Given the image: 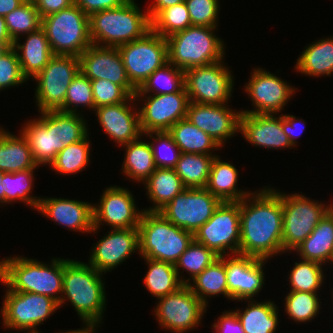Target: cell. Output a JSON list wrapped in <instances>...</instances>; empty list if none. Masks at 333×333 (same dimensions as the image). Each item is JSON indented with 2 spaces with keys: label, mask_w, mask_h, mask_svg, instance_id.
I'll return each mask as SVG.
<instances>
[{
  "label": "cell",
  "mask_w": 333,
  "mask_h": 333,
  "mask_svg": "<svg viewBox=\"0 0 333 333\" xmlns=\"http://www.w3.org/2000/svg\"><path fill=\"white\" fill-rule=\"evenodd\" d=\"M282 192L264 187L240 201L239 255L269 259L283 253Z\"/></svg>",
  "instance_id": "cell-1"
},
{
  "label": "cell",
  "mask_w": 333,
  "mask_h": 333,
  "mask_svg": "<svg viewBox=\"0 0 333 333\" xmlns=\"http://www.w3.org/2000/svg\"><path fill=\"white\" fill-rule=\"evenodd\" d=\"M50 262L18 255L4 258L0 260V281L12 291L46 295L60 303L64 258H52Z\"/></svg>",
  "instance_id": "cell-2"
},
{
  "label": "cell",
  "mask_w": 333,
  "mask_h": 333,
  "mask_svg": "<svg viewBox=\"0 0 333 333\" xmlns=\"http://www.w3.org/2000/svg\"><path fill=\"white\" fill-rule=\"evenodd\" d=\"M102 275L89 263L64 259L63 293L59 307L68 300L80 320L101 322L107 305Z\"/></svg>",
  "instance_id": "cell-3"
},
{
  "label": "cell",
  "mask_w": 333,
  "mask_h": 333,
  "mask_svg": "<svg viewBox=\"0 0 333 333\" xmlns=\"http://www.w3.org/2000/svg\"><path fill=\"white\" fill-rule=\"evenodd\" d=\"M135 0H127L119 7L102 10L89 16L92 44L118 47L142 38L151 30L147 11L140 10Z\"/></svg>",
  "instance_id": "cell-4"
},
{
  "label": "cell",
  "mask_w": 333,
  "mask_h": 333,
  "mask_svg": "<svg viewBox=\"0 0 333 333\" xmlns=\"http://www.w3.org/2000/svg\"><path fill=\"white\" fill-rule=\"evenodd\" d=\"M138 231L141 258L174 265L194 240L193 233L177 227L160 212L143 211Z\"/></svg>",
  "instance_id": "cell-5"
},
{
  "label": "cell",
  "mask_w": 333,
  "mask_h": 333,
  "mask_svg": "<svg viewBox=\"0 0 333 333\" xmlns=\"http://www.w3.org/2000/svg\"><path fill=\"white\" fill-rule=\"evenodd\" d=\"M216 29L192 25L167 37L168 62L185 71L222 61L225 44L214 34Z\"/></svg>",
  "instance_id": "cell-6"
},
{
  "label": "cell",
  "mask_w": 333,
  "mask_h": 333,
  "mask_svg": "<svg viewBox=\"0 0 333 333\" xmlns=\"http://www.w3.org/2000/svg\"><path fill=\"white\" fill-rule=\"evenodd\" d=\"M44 29L54 55L77 56L91 44L89 16L75 3L42 18Z\"/></svg>",
  "instance_id": "cell-7"
},
{
  "label": "cell",
  "mask_w": 333,
  "mask_h": 333,
  "mask_svg": "<svg viewBox=\"0 0 333 333\" xmlns=\"http://www.w3.org/2000/svg\"><path fill=\"white\" fill-rule=\"evenodd\" d=\"M333 204H324L302 193H282L283 253L294 251L314 230Z\"/></svg>",
  "instance_id": "cell-8"
},
{
  "label": "cell",
  "mask_w": 333,
  "mask_h": 333,
  "mask_svg": "<svg viewBox=\"0 0 333 333\" xmlns=\"http://www.w3.org/2000/svg\"><path fill=\"white\" fill-rule=\"evenodd\" d=\"M1 316L6 328L39 333L37 327L59 310V303L46 295L12 291L7 287ZM52 314V315H51Z\"/></svg>",
  "instance_id": "cell-9"
},
{
  "label": "cell",
  "mask_w": 333,
  "mask_h": 333,
  "mask_svg": "<svg viewBox=\"0 0 333 333\" xmlns=\"http://www.w3.org/2000/svg\"><path fill=\"white\" fill-rule=\"evenodd\" d=\"M117 48L122 56L127 77L136 89L155 70L168 63L167 40L152 30L142 38Z\"/></svg>",
  "instance_id": "cell-10"
},
{
  "label": "cell",
  "mask_w": 333,
  "mask_h": 333,
  "mask_svg": "<svg viewBox=\"0 0 333 333\" xmlns=\"http://www.w3.org/2000/svg\"><path fill=\"white\" fill-rule=\"evenodd\" d=\"M80 71L79 57L53 55L36 80V106L39 113L59 110L65 103V95L73 78Z\"/></svg>",
  "instance_id": "cell-11"
},
{
  "label": "cell",
  "mask_w": 333,
  "mask_h": 333,
  "mask_svg": "<svg viewBox=\"0 0 333 333\" xmlns=\"http://www.w3.org/2000/svg\"><path fill=\"white\" fill-rule=\"evenodd\" d=\"M184 86L190 102L222 105L231 99L234 79L222 60L185 70Z\"/></svg>",
  "instance_id": "cell-12"
},
{
  "label": "cell",
  "mask_w": 333,
  "mask_h": 333,
  "mask_svg": "<svg viewBox=\"0 0 333 333\" xmlns=\"http://www.w3.org/2000/svg\"><path fill=\"white\" fill-rule=\"evenodd\" d=\"M193 237L220 257L239 254L240 202H222Z\"/></svg>",
  "instance_id": "cell-13"
},
{
  "label": "cell",
  "mask_w": 333,
  "mask_h": 333,
  "mask_svg": "<svg viewBox=\"0 0 333 333\" xmlns=\"http://www.w3.org/2000/svg\"><path fill=\"white\" fill-rule=\"evenodd\" d=\"M221 203L206 188H185L159 212L177 227L194 234Z\"/></svg>",
  "instance_id": "cell-14"
},
{
  "label": "cell",
  "mask_w": 333,
  "mask_h": 333,
  "mask_svg": "<svg viewBox=\"0 0 333 333\" xmlns=\"http://www.w3.org/2000/svg\"><path fill=\"white\" fill-rule=\"evenodd\" d=\"M157 300L154 315L159 326L174 333H187L198 327L207 308L187 284Z\"/></svg>",
  "instance_id": "cell-15"
},
{
  "label": "cell",
  "mask_w": 333,
  "mask_h": 333,
  "mask_svg": "<svg viewBox=\"0 0 333 333\" xmlns=\"http://www.w3.org/2000/svg\"><path fill=\"white\" fill-rule=\"evenodd\" d=\"M134 96L137 101H145L139 109L143 134L152 131H168L179 120L186 118L190 101L185 86L174 93L135 94Z\"/></svg>",
  "instance_id": "cell-16"
},
{
  "label": "cell",
  "mask_w": 333,
  "mask_h": 333,
  "mask_svg": "<svg viewBox=\"0 0 333 333\" xmlns=\"http://www.w3.org/2000/svg\"><path fill=\"white\" fill-rule=\"evenodd\" d=\"M135 200L130 189L107 187L101 194L99 204H93V229L90 233H97L104 223L110 229L138 228L144 210L136 207Z\"/></svg>",
  "instance_id": "cell-17"
},
{
  "label": "cell",
  "mask_w": 333,
  "mask_h": 333,
  "mask_svg": "<svg viewBox=\"0 0 333 333\" xmlns=\"http://www.w3.org/2000/svg\"><path fill=\"white\" fill-rule=\"evenodd\" d=\"M244 91L255 109L242 110L247 114H279L296 92L295 88L264 68H255L250 74Z\"/></svg>",
  "instance_id": "cell-18"
},
{
  "label": "cell",
  "mask_w": 333,
  "mask_h": 333,
  "mask_svg": "<svg viewBox=\"0 0 333 333\" xmlns=\"http://www.w3.org/2000/svg\"><path fill=\"white\" fill-rule=\"evenodd\" d=\"M80 71L90 80L106 79L122 86L131 96L137 89L129 81L117 47L91 44L79 55Z\"/></svg>",
  "instance_id": "cell-19"
},
{
  "label": "cell",
  "mask_w": 333,
  "mask_h": 333,
  "mask_svg": "<svg viewBox=\"0 0 333 333\" xmlns=\"http://www.w3.org/2000/svg\"><path fill=\"white\" fill-rule=\"evenodd\" d=\"M228 106V107H227ZM241 111L229 105L201 104L190 102L186 118L213 138L220 147L226 140L240 132Z\"/></svg>",
  "instance_id": "cell-20"
},
{
  "label": "cell",
  "mask_w": 333,
  "mask_h": 333,
  "mask_svg": "<svg viewBox=\"0 0 333 333\" xmlns=\"http://www.w3.org/2000/svg\"><path fill=\"white\" fill-rule=\"evenodd\" d=\"M95 244L88 263L97 271L106 274L136 251L139 253V231L138 228L111 229Z\"/></svg>",
  "instance_id": "cell-21"
},
{
  "label": "cell",
  "mask_w": 333,
  "mask_h": 333,
  "mask_svg": "<svg viewBox=\"0 0 333 333\" xmlns=\"http://www.w3.org/2000/svg\"><path fill=\"white\" fill-rule=\"evenodd\" d=\"M229 258L225 257V267L231 300H252L265 283L263 267L267 260L239 254Z\"/></svg>",
  "instance_id": "cell-22"
},
{
  "label": "cell",
  "mask_w": 333,
  "mask_h": 333,
  "mask_svg": "<svg viewBox=\"0 0 333 333\" xmlns=\"http://www.w3.org/2000/svg\"><path fill=\"white\" fill-rule=\"evenodd\" d=\"M134 100L136 101L135 96H132L128 101L94 109L104 133L120 146L135 141L141 136L144 138L140 127L139 108L136 107Z\"/></svg>",
  "instance_id": "cell-23"
},
{
  "label": "cell",
  "mask_w": 333,
  "mask_h": 333,
  "mask_svg": "<svg viewBox=\"0 0 333 333\" xmlns=\"http://www.w3.org/2000/svg\"><path fill=\"white\" fill-rule=\"evenodd\" d=\"M37 211L71 231L88 234L93 229V205L87 201L41 197Z\"/></svg>",
  "instance_id": "cell-24"
},
{
  "label": "cell",
  "mask_w": 333,
  "mask_h": 333,
  "mask_svg": "<svg viewBox=\"0 0 333 333\" xmlns=\"http://www.w3.org/2000/svg\"><path fill=\"white\" fill-rule=\"evenodd\" d=\"M240 133L254 146L270 150L293 147L282 129V115L242 113Z\"/></svg>",
  "instance_id": "cell-25"
},
{
  "label": "cell",
  "mask_w": 333,
  "mask_h": 333,
  "mask_svg": "<svg viewBox=\"0 0 333 333\" xmlns=\"http://www.w3.org/2000/svg\"><path fill=\"white\" fill-rule=\"evenodd\" d=\"M39 118L31 119L20 132L28 141L34 161L38 166H49L58 154L56 136V110L40 112Z\"/></svg>",
  "instance_id": "cell-26"
},
{
  "label": "cell",
  "mask_w": 333,
  "mask_h": 333,
  "mask_svg": "<svg viewBox=\"0 0 333 333\" xmlns=\"http://www.w3.org/2000/svg\"><path fill=\"white\" fill-rule=\"evenodd\" d=\"M26 35L23 44L19 38L13 48L17 52L23 75L30 80L43 70L54 53L42 27Z\"/></svg>",
  "instance_id": "cell-27"
},
{
  "label": "cell",
  "mask_w": 333,
  "mask_h": 333,
  "mask_svg": "<svg viewBox=\"0 0 333 333\" xmlns=\"http://www.w3.org/2000/svg\"><path fill=\"white\" fill-rule=\"evenodd\" d=\"M294 251L300 259L333 264V207Z\"/></svg>",
  "instance_id": "cell-28"
},
{
  "label": "cell",
  "mask_w": 333,
  "mask_h": 333,
  "mask_svg": "<svg viewBox=\"0 0 333 333\" xmlns=\"http://www.w3.org/2000/svg\"><path fill=\"white\" fill-rule=\"evenodd\" d=\"M238 170L231 162L221 160L220 156H215L206 189L222 202H240L250 191L238 189Z\"/></svg>",
  "instance_id": "cell-29"
},
{
  "label": "cell",
  "mask_w": 333,
  "mask_h": 333,
  "mask_svg": "<svg viewBox=\"0 0 333 333\" xmlns=\"http://www.w3.org/2000/svg\"><path fill=\"white\" fill-rule=\"evenodd\" d=\"M0 127V171L15 173L39 167L34 161L28 141Z\"/></svg>",
  "instance_id": "cell-30"
},
{
  "label": "cell",
  "mask_w": 333,
  "mask_h": 333,
  "mask_svg": "<svg viewBox=\"0 0 333 333\" xmlns=\"http://www.w3.org/2000/svg\"><path fill=\"white\" fill-rule=\"evenodd\" d=\"M143 184L146 186L144 188L147 190V197L153 203L152 207L143 210L150 212H159L186 188L172 168H156Z\"/></svg>",
  "instance_id": "cell-31"
},
{
  "label": "cell",
  "mask_w": 333,
  "mask_h": 333,
  "mask_svg": "<svg viewBox=\"0 0 333 333\" xmlns=\"http://www.w3.org/2000/svg\"><path fill=\"white\" fill-rule=\"evenodd\" d=\"M294 69L310 77L331 76L333 73V37L308 44L299 55Z\"/></svg>",
  "instance_id": "cell-32"
},
{
  "label": "cell",
  "mask_w": 333,
  "mask_h": 333,
  "mask_svg": "<svg viewBox=\"0 0 333 333\" xmlns=\"http://www.w3.org/2000/svg\"><path fill=\"white\" fill-rule=\"evenodd\" d=\"M248 306L245 310H234L245 333H275L278 329V308L275 302L270 300L256 302L245 300Z\"/></svg>",
  "instance_id": "cell-33"
},
{
  "label": "cell",
  "mask_w": 333,
  "mask_h": 333,
  "mask_svg": "<svg viewBox=\"0 0 333 333\" xmlns=\"http://www.w3.org/2000/svg\"><path fill=\"white\" fill-rule=\"evenodd\" d=\"M191 282L187 285L207 307L209 302L207 299L215 297L218 294H222L231 300L227 287L225 256H221L215 260L201 274H198L191 280Z\"/></svg>",
  "instance_id": "cell-34"
},
{
  "label": "cell",
  "mask_w": 333,
  "mask_h": 333,
  "mask_svg": "<svg viewBox=\"0 0 333 333\" xmlns=\"http://www.w3.org/2000/svg\"><path fill=\"white\" fill-rule=\"evenodd\" d=\"M168 132L181 153L215 155L210 151L220 149L217 142L187 118L179 120Z\"/></svg>",
  "instance_id": "cell-35"
},
{
  "label": "cell",
  "mask_w": 333,
  "mask_h": 333,
  "mask_svg": "<svg viewBox=\"0 0 333 333\" xmlns=\"http://www.w3.org/2000/svg\"><path fill=\"white\" fill-rule=\"evenodd\" d=\"M141 138L122 145L126 149L122 172L132 181L143 183L155 171L156 165L149 140Z\"/></svg>",
  "instance_id": "cell-36"
},
{
  "label": "cell",
  "mask_w": 333,
  "mask_h": 333,
  "mask_svg": "<svg viewBox=\"0 0 333 333\" xmlns=\"http://www.w3.org/2000/svg\"><path fill=\"white\" fill-rule=\"evenodd\" d=\"M143 260L148 266L144 285L152 296L157 299L164 297L184 285L178 277L174 264L149 258Z\"/></svg>",
  "instance_id": "cell-37"
},
{
  "label": "cell",
  "mask_w": 333,
  "mask_h": 333,
  "mask_svg": "<svg viewBox=\"0 0 333 333\" xmlns=\"http://www.w3.org/2000/svg\"><path fill=\"white\" fill-rule=\"evenodd\" d=\"M215 156L181 153L174 169L181 178L183 185L186 188H205Z\"/></svg>",
  "instance_id": "cell-38"
},
{
  "label": "cell",
  "mask_w": 333,
  "mask_h": 333,
  "mask_svg": "<svg viewBox=\"0 0 333 333\" xmlns=\"http://www.w3.org/2000/svg\"><path fill=\"white\" fill-rule=\"evenodd\" d=\"M35 170L29 169L15 173L3 172L1 184L5 193V205L20 200L32 209L38 210L41 198L30 195L35 179L33 176Z\"/></svg>",
  "instance_id": "cell-39"
},
{
  "label": "cell",
  "mask_w": 333,
  "mask_h": 333,
  "mask_svg": "<svg viewBox=\"0 0 333 333\" xmlns=\"http://www.w3.org/2000/svg\"><path fill=\"white\" fill-rule=\"evenodd\" d=\"M89 134L81 141L65 146L49 165L60 175L76 174L83 171L90 162Z\"/></svg>",
  "instance_id": "cell-40"
},
{
  "label": "cell",
  "mask_w": 333,
  "mask_h": 333,
  "mask_svg": "<svg viewBox=\"0 0 333 333\" xmlns=\"http://www.w3.org/2000/svg\"><path fill=\"white\" fill-rule=\"evenodd\" d=\"M219 257L220 256L213 250L208 249L205 245L193 240L175 263V269L179 279L183 284L190 283V280H193L198 274H201ZM181 269L188 272L190 279L183 278L184 276L180 274L182 271L179 272Z\"/></svg>",
  "instance_id": "cell-41"
},
{
  "label": "cell",
  "mask_w": 333,
  "mask_h": 333,
  "mask_svg": "<svg viewBox=\"0 0 333 333\" xmlns=\"http://www.w3.org/2000/svg\"><path fill=\"white\" fill-rule=\"evenodd\" d=\"M183 87L184 71L168 62L155 70L135 94H168L179 92Z\"/></svg>",
  "instance_id": "cell-42"
},
{
  "label": "cell",
  "mask_w": 333,
  "mask_h": 333,
  "mask_svg": "<svg viewBox=\"0 0 333 333\" xmlns=\"http://www.w3.org/2000/svg\"><path fill=\"white\" fill-rule=\"evenodd\" d=\"M323 266L321 263L303 259L295 262L289 272L290 291L318 293L325 279Z\"/></svg>",
  "instance_id": "cell-43"
},
{
  "label": "cell",
  "mask_w": 333,
  "mask_h": 333,
  "mask_svg": "<svg viewBox=\"0 0 333 333\" xmlns=\"http://www.w3.org/2000/svg\"><path fill=\"white\" fill-rule=\"evenodd\" d=\"M189 26L192 23L185 2L163 9L151 20V30L164 38Z\"/></svg>",
  "instance_id": "cell-44"
},
{
  "label": "cell",
  "mask_w": 333,
  "mask_h": 333,
  "mask_svg": "<svg viewBox=\"0 0 333 333\" xmlns=\"http://www.w3.org/2000/svg\"><path fill=\"white\" fill-rule=\"evenodd\" d=\"M81 113H68L56 110V136L58 153L70 144L83 140L88 134L86 119Z\"/></svg>",
  "instance_id": "cell-45"
},
{
  "label": "cell",
  "mask_w": 333,
  "mask_h": 333,
  "mask_svg": "<svg viewBox=\"0 0 333 333\" xmlns=\"http://www.w3.org/2000/svg\"><path fill=\"white\" fill-rule=\"evenodd\" d=\"M317 293L289 291L285 299L284 311L293 321L310 322L320 312L321 301Z\"/></svg>",
  "instance_id": "cell-46"
},
{
  "label": "cell",
  "mask_w": 333,
  "mask_h": 333,
  "mask_svg": "<svg viewBox=\"0 0 333 333\" xmlns=\"http://www.w3.org/2000/svg\"><path fill=\"white\" fill-rule=\"evenodd\" d=\"M13 42L41 27L42 18L34 3H23L4 16Z\"/></svg>",
  "instance_id": "cell-47"
},
{
  "label": "cell",
  "mask_w": 333,
  "mask_h": 333,
  "mask_svg": "<svg viewBox=\"0 0 333 333\" xmlns=\"http://www.w3.org/2000/svg\"><path fill=\"white\" fill-rule=\"evenodd\" d=\"M143 135H147L152 139L149 143L153 151L156 168L174 169L181 151L174 142L171 134L168 131H152Z\"/></svg>",
  "instance_id": "cell-48"
},
{
  "label": "cell",
  "mask_w": 333,
  "mask_h": 333,
  "mask_svg": "<svg viewBox=\"0 0 333 333\" xmlns=\"http://www.w3.org/2000/svg\"><path fill=\"white\" fill-rule=\"evenodd\" d=\"M81 106L88 107L92 111L95 109L91 80L79 71L69 85L65 95V103L59 110L77 114L81 113L77 112Z\"/></svg>",
  "instance_id": "cell-49"
},
{
  "label": "cell",
  "mask_w": 333,
  "mask_h": 333,
  "mask_svg": "<svg viewBox=\"0 0 333 333\" xmlns=\"http://www.w3.org/2000/svg\"><path fill=\"white\" fill-rule=\"evenodd\" d=\"M185 3L192 25L218 27L219 0H185Z\"/></svg>",
  "instance_id": "cell-50"
},
{
  "label": "cell",
  "mask_w": 333,
  "mask_h": 333,
  "mask_svg": "<svg viewBox=\"0 0 333 333\" xmlns=\"http://www.w3.org/2000/svg\"><path fill=\"white\" fill-rule=\"evenodd\" d=\"M95 108L128 101L132 96L120 85L106 79L91 80Z\"/></svg>",
  "instance_id": "cell-51"
},
{
  "label": "cell",
  "mask_w": 333,
  "mask_h": 333,
  "mask_svg": "<svg viewBox=\"0 0 333 333\" xmlns=\"http://www.w3.org/2000/svg\"><path fill=\"white\" fill-rule=\"evenodd\" d=\"M16 50L12 47L0 57V91L27 82Z\"/></svg>",
  "instance_id": "cell-52"
},
{
  "label": "cell",
  "mask_w": 333,
  "mask_h": 333,
  "mask_svg": "<svg viewBox=\"0 0 333 333\" xmlns=\"http://www.w3.org/2000/svg\"><path fill=\"white\" fill-rule=\"evenodd\" d=\"M219 317L217 322L212 324L216 333H245L242 323L236 315L235 311H224Z\"/></svg>",
  "instance_id": "cell-53"
},
{
  "label": "cell",
  "mask_w": 333,
  "mask_h": 333,
  "mask_svg": "<svg viewBox=\"0 0 333 333\" xmlns=\"http://www.w3.org/2000/svg\"><path fill=\"white\" fill-rule=\"evenodd\" d=\"M127 0H74V3L79 6L87 16L93 13L119 7Z\"/></svg>",
  "instance_id": "cell-54"
},
{
  "label": "cell",
  "mask_w": 333,
  "mask_h": 333,
  "mask_svg": "<svg viewBox=\"0 0 333 333\" xmlns=\"http://www.w3.org/2000/svg\"><path fill=\"white\" fill-rule=\"evenodd\" d=\"M303 119L296 118V116L289 115V114H282V129L284 133L288 136L290 143L295 147L297 146L296 138H298L303 130L305 121ZM300 126V127H298ZM304 126V127H303ZM299 131V132H298Z\"/></svg>",
  "instance_id": "cell-55"
},
{
  "label": "cell",
  "mask_w": 333,
  "mask_h": 333,
  "mask_svg": "<svg viewBox=\"0 0 333 333\" xmlns=\"http://www.w3.org/2000/svg\"><path fill=\"white\" fill-rule=\"evenodd\" d=\"M41 18L74 4V0H36L34 3Z\"/></svg>",
  "instance_id": "cell-56"
},
{
  "label": "cell",
  "mask_w": 333,
  "mask_h": 333,
  "mask_svg": "<svg viewBox=\"0 0 333 333\" xmlns=\"http://www.w3.org/2000/svg\"><path fill=\"white\" fill-rule=\"evenodd\" d=\"M155 2L152 5L148 6L147 13L150 21L163 9L173 6L178 3H183L185 0H154Z\"/></svg>",
  "instance_id": "cell-57"
},
{
  "label": "cell",
  "mask_w": 333,
  "mask_h": 333,
  "mask_svg": "<svg viewBox=\"0 0 333 333\" xmlns=\"http://www.w3.org/2000/svg\"><path fill=\"white\" fill-rule=\"evenodd\" d=\"M23 3L22 0H0V16L4 17Z\"/></svg>",
  "instance_id": "cell-58"
},
{
  "label": "cell",
  "mask_w": 333,
  "mask_h": 333,
  "mask_svg": "<svg viewBox=\"0 0 333 333\" xmlns=\"http://www.w3.org/2000/svg\"><path fill=\"white\" fill-rule=\"evenodd\" d=\"M0 41L3 42L9 49L14 45V42L8 32L5 19L2 16H0Z\"/></svg>",
  "instance_id": "cell-59"
},
{
  "label": "cell",
  "mask_w": 333,
  "mask_h": 333,
  "mask_svg": "<svg viewBox=\"0 0 333 333\" xmlns=\"http://www.w3.org/2000/svg\"><path fill=\"white\" fill-rule=\"evenodd\" d=\"M102 322L99 321H83V324H85L84 327L77 329V330H71L61 333H95L97 331V327L100 326ZM96 330V331H95Z\"/></svg>",
  "instance_id": "cell-60"
},
{
  "label": "cell",
  "mask_w": 333,
  "mask_h": 333,
  "mask_svg": "<svg viewBox=\"0 0 333 333\" xmlns=\"http://www.w3.org/2000/svg\"><path fill=\"white\" fill-rule=\"evenodd\" d=\"M2 177H3V172L0 171V204L3 206L5 204V193H4V190H3V186L1 184Z\"/></svg>",
  "instance_id": "cell-61"
},
{
  "label": "cell",
  "mask_w": 333,
  "mask_h": 333,
  "mask_svg": "<svg viewBox=\"0 0 333 333\" xmlns=\"http://www.w3.org/2000/svg\"><path fill=\"white\" fill-rule=\"evenodd\" d=\"M9 50V48L0 41V57Z\"/></svg>",
  "instance_id": "cell-62"
},
{
  "label": "cell",
  "mask_w": 333,
  "mask_h": 333,
  "mask_svg": "<svg viewBox=\"0 0 333 333\" xmlns=\"http://www.w3.org/2000/svg\"><path fill=\"white\" fill-rule=\"evenodd\" d=\"M24 3H35L36 0H22Z\"/></svg>",
  "instance_id": "cell-63"
}]
</instances>
